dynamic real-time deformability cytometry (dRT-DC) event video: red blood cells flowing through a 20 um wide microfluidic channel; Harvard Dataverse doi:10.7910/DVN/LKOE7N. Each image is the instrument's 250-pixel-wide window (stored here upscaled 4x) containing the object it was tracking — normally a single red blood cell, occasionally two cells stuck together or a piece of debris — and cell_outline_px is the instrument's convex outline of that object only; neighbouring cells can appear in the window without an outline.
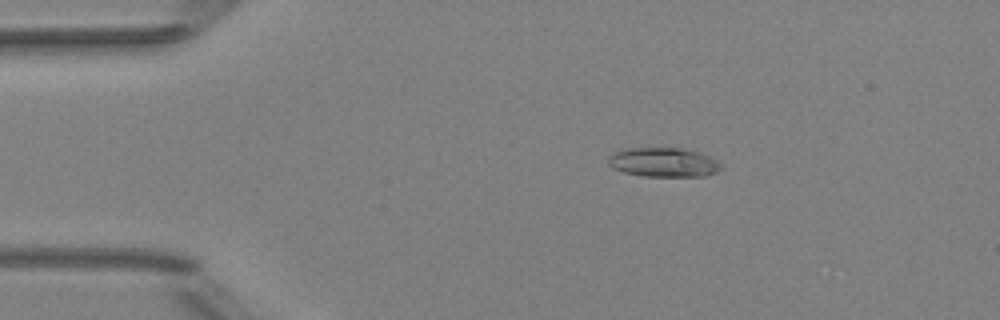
{"species": "Egyptian fruit bat (a non-hibernating species)", "species_latin": "Rousettus aegyptiacus", "temperature_condition": "room temperature", "stored_images_in_passage": 43, "camera_frame_rate_fps": 3000, "um_per_image_px": 0.085, "animal": {"sex": "female"}, "frame": {"image": 1, "passage_image": 10, "time_ms": 3.0, "image_size_px": [1000, 320], "cell_outline_px": [[720, 168], [716, 172], [704, 176], [644, 176], [624, 172], [612, 168], [608, 164], [608, 156], [612, 152], [624, 148], [684, 148], [708, 156], [716, 160], [720, 164]], "centroid_in_image_um": [56.33, 13.79], "position_along_channel_um": 28.7, "area_um2": 19.19}}
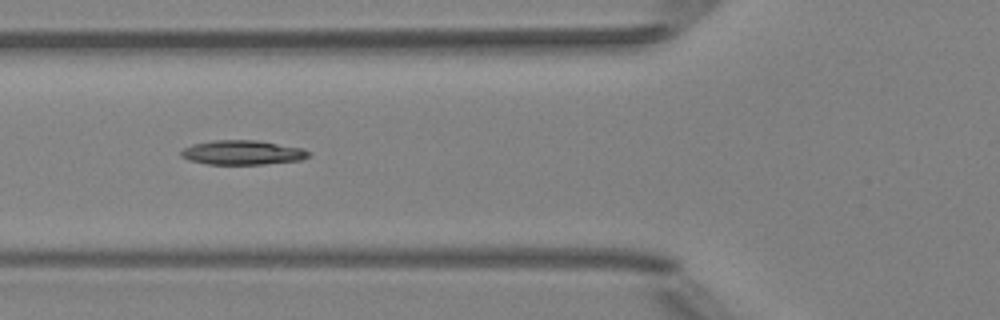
{"frame": {"image": 2, "passage_image": 20, "time_ms": 6.333, "image_size_px": [1000, 320], "cell_outline_px": [[312, 152], [308, 156], [300, 160], [264, 164], [208, 164], [188, 160], [180, 156], [180, 152], [184, 148], [192, 144], [216, 140], [256, 140], [304, 148]], "centroid_in_image_um": [20.61, 12.96], "position_along_channel_um": 105.2, "area_um2": 18.15}}
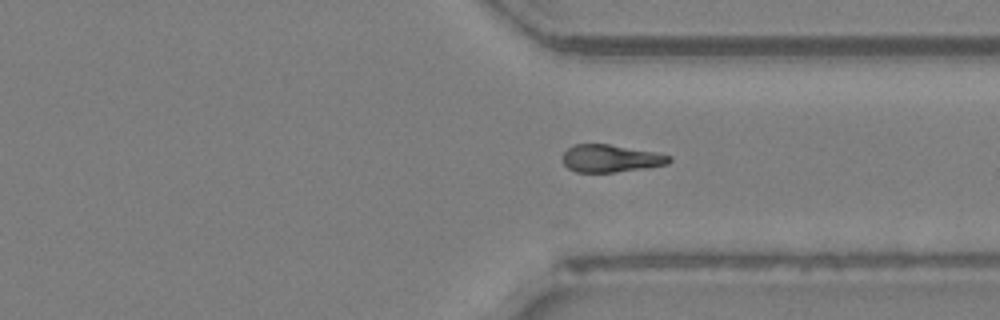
{"frame": {"image": 3, "passage_image": 39, "time_ms": 12.667, "image_size_px": [1000, 320], "cell_outline_px": [[672, 160], [668, 164], [644, 168], [616, 172], [576, 172], [568, 168], [564, 164], [560, 156], [572, 144], [608, 144], [656, 152], [672, 156]], "centroid_in_image_um": [51.89, 13.46], "position_along_channel_um": 359.5, "area_um2": 17.22}}